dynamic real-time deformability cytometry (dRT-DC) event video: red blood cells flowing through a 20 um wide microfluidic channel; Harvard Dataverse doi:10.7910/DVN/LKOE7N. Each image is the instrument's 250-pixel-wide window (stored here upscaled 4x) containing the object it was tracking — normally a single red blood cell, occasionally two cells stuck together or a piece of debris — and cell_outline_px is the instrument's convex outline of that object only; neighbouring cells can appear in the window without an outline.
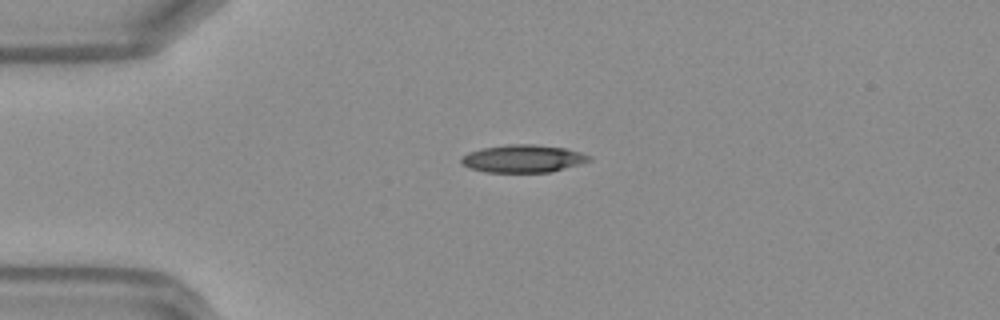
{"species": "Egyptian fruit bat (a non-hibernating species)", "species_latin": "Rousettus aegyptiacus", "temperature_condition": "warm", "stored_images_in_passage": 43, "camera_frame_rate_fps": 3000, "um_per_image_px": 0.085, "frame": {"image": 1, "passage_image": 7, "time_ms": 2.0, "image_size_px": [1000, 320], "cell_outline_px": [[592, 160], [552, 172], [484, 172], [468, 168], [460, 164], [460, 156], [468, 152], [480, 148], [504, 144], [536, 144], [564, 148], [580, 152], [592, 156]], "centroid_in_image_um": [44.4, 13.48], "position_along_channel_um": 40.6, "area_um2": 20.98}}
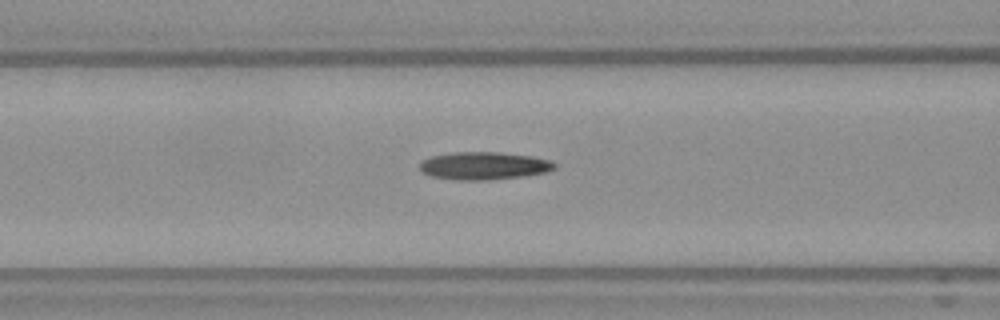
{"frame": {"image": 2, "passage_image": 15, "time_ms": 4.667, "image_size_px": [1000, 320], "cell_outline_px": [[556, 168], [544, 172], [524, 176], [488, 180], [456, 180], [432, 176], [420, 172], [420, 160], [432, 156], [452, 152], [500, 152], [532, 156], [548, 160], [556, 164]], "centroid_in_image_um": [41.09, 14.09], "position_along_channel_um": 125.5, "area_um2": 21.85}}
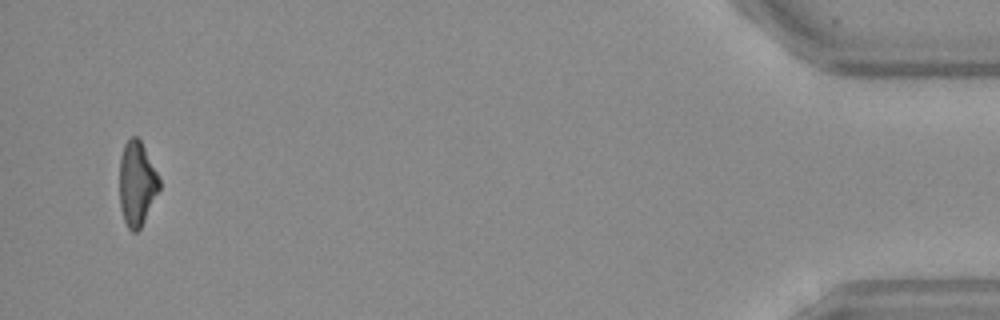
{"frame": {"image": 3, "passage_image": 42, "time_ms": 13.667, "image_size_px": [1000, 320], "cell_outline_px": [[160, 188], [140, 228], [136, 232], [132, 232], [128, 228], [124, 220], [120, 208], [120, 156], [124, 144], [132, 136], [136, 136], [140, 140], [160, 180]], "centroid_in_image_um": [11.61, 15.61], "position_along_channel_um": 423.6, "area_um2": 19.25}, "authors_computed_cell_mechanics": {"area_um2": 20.9236, "velocity_mm_per_s": 4.22, "shape_relaxation_time_tau1_ms": 7.9899, "shape_relaxation_time_tau2_ms": 3.9199, "deformation_change_tau1": 0.2419, "deformation_change_tau2": 0.1576}}